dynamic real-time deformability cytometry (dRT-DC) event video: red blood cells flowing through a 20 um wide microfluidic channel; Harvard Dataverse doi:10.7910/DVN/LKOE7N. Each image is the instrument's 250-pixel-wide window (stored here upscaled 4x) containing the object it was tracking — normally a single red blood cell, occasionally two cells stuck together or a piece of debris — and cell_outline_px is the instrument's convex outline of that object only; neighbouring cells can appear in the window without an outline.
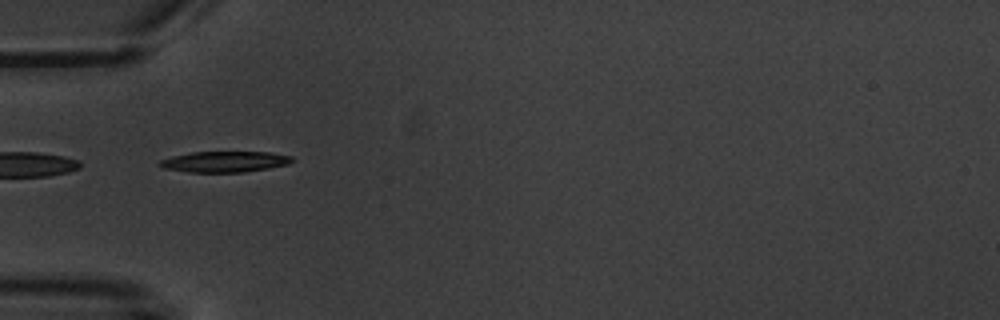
{"species": "common noctule bat (a hibernating species)", "species_latin": "Nyctalus noctula", "temperature_condition": "warm", "stored_images_in_passage": 10, "segment_of_instrument_passage": [2, 2], "camera_frame_rate_fps": 3000, "um_per_image_px": 0.085, "animal": {"sex": "male", "body_mass_g": 20.1, "forearm_length_mm": 53.5}, "frame": {"image": 1, "passage_image": 5, "time_ms": 5.667, "image_size_px": [1000, 320], "cell_outline_px": [[292, 160], [288, 164], [268, 168], [244, 172], [188, 172], [164, 168], [156, 164], [160, 160], [172, 156], [192, 152], [268, 152], [292, 156]], "centroid_in_image_um": [19.06, 13.74], "position_along_channel_um": 65.9, "area_um2": 16.01}}
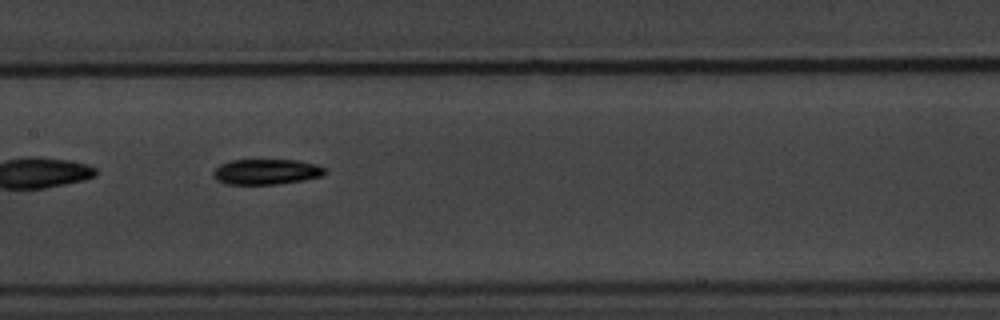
{"frame": {"image": 2, "passage_image": 8, "time_ms": 9.0, "image_size_px": [1000, 320], "cell_outline_px": [[328, 172], [324, 176], [304, 180], [276, 184], [224, 184], [216, 180], [212, 176], [212, 172], [220, 164], [232, 160], [296, 160], [316, 164], [324, 168]], "centroid_in_image_um": [22.64, 14.6], "position_along_channel_um": 184.8, "area_um2": 16.7}}
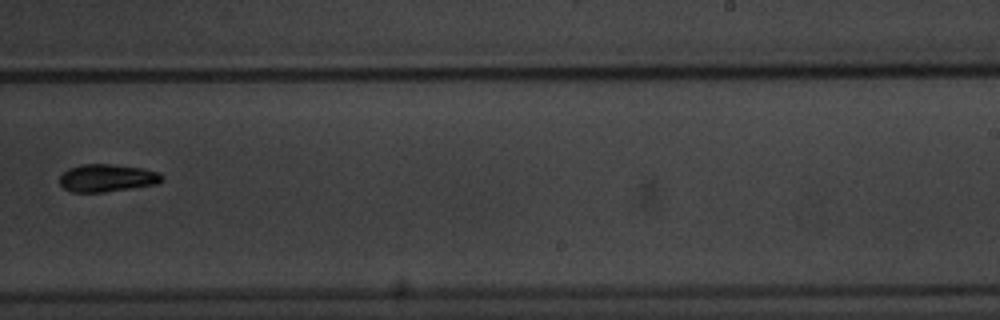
{"frame": {"image": 3, "passage_image": 10, "time_ms": 11.667, "image_size_px": [1000, 320], "cell_outline_px": [[164, 180], [156, 184], [132, 188], [104, 192], [72, 192], [64, 188], [60, 184], [60, 176], [68, 168], [84, 164], [112, 164], [140, 168], [160, 172], [164, 176]], "centroid_in_image_um": [9.12, 15.13], "position_along_channel_um": 279.9, "area_um2": 16.47}}